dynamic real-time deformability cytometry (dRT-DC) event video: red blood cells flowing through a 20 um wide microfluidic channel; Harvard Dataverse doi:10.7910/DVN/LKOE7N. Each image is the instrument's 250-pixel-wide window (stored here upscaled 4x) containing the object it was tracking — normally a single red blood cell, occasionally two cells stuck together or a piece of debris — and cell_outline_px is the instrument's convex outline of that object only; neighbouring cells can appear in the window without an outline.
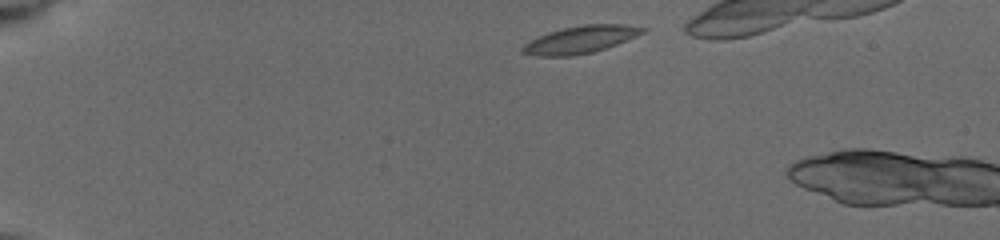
{"species": "common noctule bat (a hibernating species)", "species_latin": "Nyctalus noctula", "temperature_condition": "cold", "stored_images_in_passage": 6, "camera_frame_rate_fps": 3000, "um_per_image_px": 0.085, "animal": {"sex": "female", "body_mass_g": 19.5, "forearm_length_mm": 54.1}, "frame": {"image": 1, "passage_image": 3, "time_ms": 0.667, "image_size_px": [1000, 240], "cell_outline_px": [[648, 28], [644, 32], [636, 36], [616, 44], [592, 52], [572, 56], [536, 56], [520, 52], [520, 48], [524, 44], [548, 32], [564, 28], [584, 24], [624, 24]], "centroid_in_image_um": [49.33, 3.36], "position_along_channel_um": 35.7, "area_um2": 18.96}}